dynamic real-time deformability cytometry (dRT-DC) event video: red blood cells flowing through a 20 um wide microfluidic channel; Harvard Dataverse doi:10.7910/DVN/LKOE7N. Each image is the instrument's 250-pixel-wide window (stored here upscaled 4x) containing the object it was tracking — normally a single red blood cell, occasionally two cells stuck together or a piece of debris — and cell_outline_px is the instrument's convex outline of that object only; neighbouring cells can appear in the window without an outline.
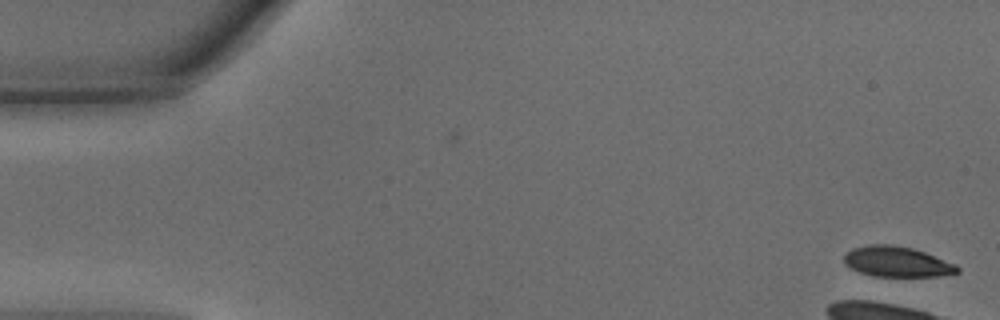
{"species": "common noctule bat (a hibernating species)", "species_latin": "Nyctalus noctula", "temperature_condition": "warm", "stored_images_in_passage": 5, "camera_frame_rate_fps": 3000, "um_per_image_px": 0.085, "animal": {"sex": "male", "body_mass_g": 15.6}, "frame": {"image": 1, "passage_image": 5, "time_ms": 1.333, "image_size_px": [1000, 320], "cell_outline_px": [[960, 272], [940, 276], [872, 276], [860, 272], [844, 264], [844, 256], [852, 248], [868, 244], [892, 244], [912, 248], [924, 252], [956, 264], [960, 268]], "centroid_in_image_um": [76.24, 22.24], "position_along_channel_um": 8.8, "area_um2": 20.06}}